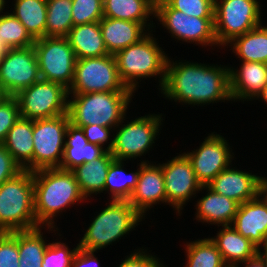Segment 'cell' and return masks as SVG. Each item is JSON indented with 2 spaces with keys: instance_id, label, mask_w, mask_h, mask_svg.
<instances>
[{
  "instance_id": "obj_1",
  "label": "cell",
  "mask_w": 267,
  "mask_h": 267,
  "mask_svg": "<svg viewBox=\"0 0 267 267\" xmlns=\"http://www.w3.org/2000/svg\"><path fill=\"white\" fill-rule=\"evenodd\" d=\"M179 61L168 57L165 81L160 89L165 98L193 106L232 101L228 66Z\"/></svg>"
},
{
  "instance_id": "obj_2",
  "label": "cell",
  "mask_w": 267,
  "mask_h": 267,
  "mask_svg": "<svg viewBox=\"0 0 267 267\" xmlns=\"http://www.w3.org/2000/svg\"><path fill=\"white\" fill-rule=\"evenodd\" d=\"M33 183L36 221L48 231H58L54 219L65 208L86 201L70 170L56 167L33 171Z\"/></svg>"
},
{
  "instance_id": "obj_3",
  "label": "cell",
  "mask_w": 267,
  "mask_h": 267,
  "mask_svg": "<svg viewBox=\"0 0 267 267\" xmlns=\"http://www.w3.org/2000/svg\"><path fill=\"white\" fill-rule=\"evenodd\" d=\"M134 92L71 94L68 99L70 123L77 127L99 125L113 130L125 118Z\"/></svg>"
},
{
  "instance_id": "obj_4",
  "label": "cell",
  "mask_w": 267,
  "mask_h": 267,
  "mask_svg": "<svg viewBox=\"0 0 267 267\" xmlns=\"http://www.w3.org/2000/svg\"><path fill=\"white\" fill-rule=\"evenodd\" d=\"M157 42L149 31L138 43L115 54L119 76L127 88L134 93L139 87L141 78L145 80L158 76L159 91L164 84L168 56Z\"/></svg>"
},
{
  "instance_id": "obj_5",
  "label": "cell",
  "mask_w": 267,
  "mask_h": 267,
  "mask_svg": "<svg viewBox=\"0 0 267 267\" xmlns=\"http://www.w3.org/2000/svg\"><path fill=\"white\" fill-rule=\"evenodd\" d=\"M40 227L34 213L33 171L23 169L0 185V231Z\"/></svg>"
},
{
  "instance_id": "obj_6",
  "label": "cell",
  "mask_w": 267,
  "mask_h": 267,
  "mask_svg": "<svg viewBox=\"0 0 267 267\" xmlns=\"http://www.w3.org/2000/svg\"><path fill=\"white\" fill-rule=\"evenodd\" d=\"M144 219L128 201L110 200L86 229L79 248L95 251L118 242Z\"/></svg>"
},
{
  "instance_id": "obj_7",
  "label": "cell",
  "mask_w": 267,
  "mask_h": 267,
  "mask_svg": "<svg viewBox=\"0 0 267 267\" xmlns=\"http://www.w3.org/2000/svg\"><path fill=\"white\" fill-rule=\"evenodd\" d=\"M133 92L121 80L115 55L77 59L68 94Z\"/></svg>"
},
{
  "instance_id": "obj_8",
  "label": "cell",
  "mask_w": 267,
  "mask_h": 267,
  "mask_svg": "<svg viewBox=\"0 0 267 267\" xmlns=\"http://www.w3.org/2000/svg\"><path fill=\"white\" fill-rule=\"evenodd\" d=\"M259 0H215L214 33L219 46H227L262 24Z\"/></svg>"
},
{
  "instance_id": "obj_9",
  "label": "cell",
  "mask_w": 267,
  "mask_h": 267,
  "mask_svg": "<svg viewBox=\"0 0 267 267\" xmlns=\"http://www.w3.org/2000/svg\"><path fill=\"white\" fill-rule=\"evenodd\" d=\"M162 113L148 114L128 121L125 119L113 130L116 134L113 137V145L110 150L111 155L116 160L128 161V159L140 158L149 152L154 146V141L161 130L163 122ZM162 121V122H161ZM118 128V130H116Z\"/></svg>"
},
{
  "instance_id": "obj_10",
  "label": "cell",
  "mask_w": 267,
  "mask_h": 267,
  "mask_svg": "<svg viewBox=\"0 0 267 267\" xmlns=\"http://www.w3.org/2000/svg\"><path fill=\"white\" fill-rule=\"evenodd\" d=\"M20 117L26 119L53 118L68 111V89L60 83L40 80L21 90L16 96Z\"/></svg>"
},
{
  "instance_id": "obj_11",
  "label": "cell",
  "mask_w": 267,
  "mask_h": 267,
  "mask_svg": "<svg viewBox=\"0 0 267 267\" xmlns=\"http://www.w3.org/2000/svg\"><path fill=\"white\" fill-rule=\"evenodd\" d=\"M42 80L57 82L67 89L74 78L76 56L66 37H42L35 40Z\"/></svg>"
},
{
  "instance_id": "obj_12",
  "label": "cell",
  "mask_w": 267,
  "mask_h": 267,
  "mask_svg": "<svg viewBox=\"0 0 267 267\" xmlns=\"http://www.w3.org/2000/svg\"><path fill=\"white\" fill-rule=\"evenodd\" d=\"M69 122L68 113L33 120V171L60 167Z\"/></svg>"
},
{
  "instance_id": "obj_13",
  "label": "cell",
  "mask_w": 267,
  "mask_h": 267,
  "mask_svg": "<svg viewBox=\"0 0 267 267\" xmlns=\"http://www.w3.org/2000/svg\"><path fill=\"white\" fill-rule=\"evenodd\" d=\"M158 22L167 29L171 37L202 46H218L214 33V18L188 16L173 9L168 3L155 10Z\"/></svg>"
},
{
  "instance_id": "obj_14",
  "label": "cell",
  "mask_w": 267,
  "mask_h": 267,
  "mask_svg": "<svg viewBox=\"0 0 267 267\" xmlns=\"http://www.w3.org/2000/svg\"><path fill=\"white\" fill-rule=\"evenodd\" d=\"M41 80L34 46L4 51L0 61V86L8 96Z\"/></svg>"
},
{
  "instance_id": "obj_15",
  "label": "cell",
  "mask_w": 267,
  "mask_h": 267,
  "mask_svg": "<svg viewBox=\"0 0 267 267\" xmlns=\"http://www.w3.org/2000/svg\"><path fill=\"white\" fill-rule=\"evenodd\" d=\"M228 141L213 132L208 134L197 149L184 152L202 186H207L220 172L232 165L234 152Z\"/></svg>"
},
{
  "instance_id": "obj_16",
  "label": "cell",
  "mask_w": 267,
  "mask_h": 267,
  "mask_svg": "<svg viewBox=\"0 0 267 267\" xmlns=\"http://www.w3.org/2000/svg\"><path fill=\"white\" fill-rule=\"evenodd\" d=\"M164 174L166 204L176 210L178 216L182 214L183 205L189 202L193 195L202 192V185L198 181L191 162L181 153L167 163L161 164Z\"/></svg>"
},
{
  "instance_id": "obj_17",
  "label": "cell",
  "mask_w": 267,
  "mask_h": 267,
  "mask_svg": "<svg viewBox=\"0 0 267 267\" xmlns=\"http://www.w3.org/2000/svg\"><path fill=\"white\" fill-rule=\"evenodd\" d=\"M128 202L145 219L146 212L157 203H166L164 174L161 164L142 160L140 174Z\"/></svg>"
},
{
  "instance_id": "obj_18",
  "label": "cell",
  "mask_w": 267,
  "mask_h": 267,
  "mask_svg": "<svg viewBox=\"0 0 267 267\" xmlns=\"http://www.w3.org/2000/svg\"><path fill=\"white\" fill-rule=\"evenodd\" d=\"M231 225L257 248L267 246V205L258 196L238 206Z\"/></svg>"
},
{
  "instance_id": "obj_19",
  "label": "cell",
  "mask_w": 267,
  "mask_h": 267,
  "mask_svg": "<svg viewBox=\"0 0 267 267\" xmlns=\"http://www.w3.org/2000/svg\"><path fill=\"white\" fill-rule=\"evenodd\" d=\"M260 176L233 168L220 172L207 186L215 193L224 195L239 205L257 197Z\"/></svg>"
},
{
  "instance_id": "obj_20",
  "label": "cell",
  "mask_w": 267,
  "mask_h": 267,
  "mask_svg": "<svg viewBox=\"0 0 267 267\" xmlns=\"http://www.w3.org/2000/svg\"><path fill=\"white\" fill-rule=\"evenodd\" d=\"M240 69L229 66L232 101L256 100L267 84V64L241 61Z\"/></svg>"
},
{
  "instance_id": "obj_21",
  "label": "cell",
  "mask_w": 267,
  "mask_h": 267,
  "mask_svg": "<svg viewBox=\"0 0 267 267\" xmlns=\"http://www.w3.org/2000/svg\"><path fill=\"white\" fill-rule=\"evenodd\" d=\"M99 25L107 52L112 55L138 43L149 33L142 23L133 21L103 17Z\"/></svg>"
},
{
  "instance_id": "obj_22",
  "label": "cell",
  "mask_w": 267,
  "mask_h": 267,
  "mask_svg": "<svg viewBox=\"0 0 267 267\" xmlns=\"http://www.w3.org/2000/svg\"><path fill=\"white\" fill-rule=\"evenodd\" d=\"M107 150L102 146L89 143L81 127L69 122L65 134V146L59 168L72 170L101 157Z\"/></svg>"
},
{
  "instance_id": "obj_23",
  "label": "cell",
  "mask_w": 267,
  "mask_h": 267,
  "mask_svg": "<svg viewBox=\"0 0 267 267\" xmlns=\"http://www.w3.org/2000/svg\"><path fill=\"white\" fill-rule=\"evenodd\" d=\"M202 189L206 190L207 194L197 200L195 219L211 225H231L239 204L224 195L215 193L208 186H202Z\"/></svg>"
},
{
  "instance_id": "obj_24",
  "label": "cell",
  "mask_w": 267,
  "mask_h": 267,
  "mask_svg": "<svg viewBox=\"0 0 267 267\" xmlns=\"http://www.w3.org/2000/svg\"><path fill=\"white\" fill-rule=\"evenodd\" d=\"M210 239L215 243L227 267H235L257 255L258 248L232 225L222 226L217 235Z\"/></svg>"
},
{
  "instance_id": "obj_25",
  "label": "cell",
  "mask_w": 267,
  "mask_h": 267,
  "mask_svg": "<svg viewBox=\"0 0 267 267\" xmlns=\"http://www.w3.org/2000/svg\"><path fill=\"white\" fill-rule=\"evenodd\" d=\"M2 144L22 169L33 171V120L20 117Z\"/></svg>"
},
{
  "instance_id": "obj_26",
  "label": "cell",
  "mask_w": 267,
  "mask_h": 267,
  "mask_svg": "<svg viewBox=\"0 0 267 267\" xmlns=\"http://www.w3.org/2000/svg\"><path fill=\"white\" fill-rule=\"evenodd\" d=\"M114 159L110 151H106L101 157L71 170L86 200L92 194L104 192L109 166Z\"/></svg>"
},
{
  "instance_id": "obj_27",
  "label": "cell",
  "mask_w": 267,
  "mask_h": 267,
  "mask_svg": "<svg viewBox=\"0 0 267 267\" xmlns=\"http://www.w3.org/2000/svg\"><path fill=\"white\" fill-rule=\"evenodd\" d=\"M76 59L108 55L99 22L73 26L66 37Z\"/></svg>"
},
{
  "instance_id": "obj_28",
  "label": "cell",
  "mask_w": 267,
  "mask_h": 267,
  "mask_svg": "<svg viewBox=\"0 0 267 267\" xmlns=\"http://www.w3.org/2000/svg\"><path fill=\"white\" fill-rule=\"evenodd\" d=\"M152 16L155 18V9L149 0H103V17L142 23L152 32L156 27L148 19Z\"/></svg>"
},
{
  "instance_id": "obj_29",
  "label": "cell",
  "mask_w": 267,
  "mask_h": 267,
  "mask_svg": "<svg viewBox=\"0 0 267 267\" xmlns=\"http://www.w3.org/2000/svg\"><path fill=\"white\" fill-rule=\"evenodd\" d=\"M227 45L240 61L267 64V26L260 24Z\"/></svg>"
},
{
  "instance_id": "obj_30",
  "label": "cell",
  "mask_w": 267,
  "mask_h": 267,
  "mask_svg": "<svg viewBox=\"0 0 267 267\" xmlns=\"http://www.w3.org/2000/svg\"><path fill=\"white\" fill-rule=\"evenodd\" d=\"M12 15L15 16L36 40L45 37L47 0H14Z\"/></svg>"
},
{
  "instance_id": "obj_31",
  "label": "cell",
  "mask_w": 267,
  "mask_h": 267,
  "mask_svg": "<svg viewBox=\"0 0 267 267\" xmlns=\"http://www.w3.org/2000/svg\"><path fill=\"white\" fill-rule=\"evenodd\" d=\"M136 172L132 171L127 173L124 168V160L114 159L108 170V174L105 181L104 191L111 195L110 200L117 201H128L134 188L137 185L139 174H140V164Z\"/></svg>"
},
{
  "instance_id": "obj_32",
  "label": "cell",
  "mask_w": 267,
  "mask_h": 267,
  "mask_svg": "<svg viewBox=\"0 0 267 267\" xmlns=\"http://www.w3.org/2000/svg\"><path fill=\"white\" fill-rule=\"evenodd\" d=\"M42 228L18 231L19 267H42L44 252L49 243Z\"/></svg>"
},
{
  "instance_id": "obj_33",
  "label": "cell",
  "mask_w": 267,
  "mask_h": 267,
  "mask_svg": "<svg viewBox=\"0 0 267 267\" xmlns=\"http://www.w3.org/2000/svg\"><path fill=\"white\" fill-rule=\"evenodd\" d=\"M34 43L35 39L11 12L0 11V49L3 52L9 49L27 48Z\"/></svg>"
},
{
  "instance_id": "obj_34",
  "label": "cell",
  "mask_w": 267,
  "mask_h": 267,
  "mask_svg": "<svg viewBox=\"0 0 267 267\" xmlns=\"http://www.w3.org/2000/svg\"><path fill=\"white\" fill-rule=\"evenodd\" d=\"M73 26L72 0H47L45 37H67Z\"/></svg>"
},
{
  "instance_id": "obj_35",
  "label": "cell",
  "mask_w": 267,
  "mask_h": 267,
  "mask_svg": "<svg viewBox=\"0 0 267 267\" xmlns=\"http://www.w3.org/2000/svg\"><path fill=\"white\" fill-rule=\"evenodd\" d=\"M184 248L185 267H227L210 237L187 242Z\"/></svg>"
},
{
  "instance_id": "obj_36",
  "label": "cell",
  "mask_w": 267,
  "mask_h": 267,
  "mask_svg": "<svg viewBox=\"0 0 267 267\" xmlns=\"http://www.w3.org/2000/svg\"><path fill=\"white\" fill-rule=\"evenodd\" d=\"M73 25L99 22L103 18V0H72Z\"/></svg>"
},
{
  "instance_id": "obj_37",
  "label": "cell",
  "mask_w": 267,
  "mask_h": 267,
  "mask_svg": "<svg viewBox=\"0 0 267 267\" xmlns=\"http://www.w3.org/2000/svg\"><path fill=\"white\" fill-rule=\"evenodd\" d=\"M78 249V244L70 250L63 242H49L44 252L42 267H72V261Z\"/></svg>"
},
{
  "instance_id": "obj_38",
  "label": "cell",
  "mask_w": 267,
  "mask_h": 267,
  "mask_svg": "<svg viewBox=\"0 0 267 267\" xmlns=\"http://www.w3.org/2000/svg\"><path fill=\"white\" fill-rule=\"evenodd\" d=\"M168 4L191 17L214 18L215 0H170Z\"/></svg>"
},
{
  "instance_id": "obj_39",
  "label": "cell",
  "mask_w": 267,
  "mask_h": 267,
  "mask_svg": "<svg viewBox=\"0 0 267 267\" xmlns=\"http://www.w3.org/2000/svg\"><path fill=\"white\" fill-rule=\"evenodd\" d=\"M0 267H19L18 231L0 234Z\"/></svg>"
},
{
  "instance_id": "obj_40",
  "label": "cell",
  "mask_w": 267,
  "mask_h": 267,
  "mask_svg": "<svg viewBox=\"0 0 267 267\" xmlns=\"http://www.w3.org/2000/svg\"><path fill=\"white\" fill-rule=\"evenodd\" d=\"M20 118V110L17 98L8 96L0 103V144H2L13 127Z\"/></svg>"
},
{
  "instance_id": "obj_41",
  "label": "cell",
  "mask_w": 267,
  "mask_h": 267,
  "mask_svg": "<svg viewBox=\"0 0 267 267\" xmlns=\"http://www.w3.org/2000/svg\"><path fill=\"white\" fill-rule=\"evenodd\" d=\"M118 267H165L156 255L149 254L147 249H135ZM147 251V252H146ZM164 264V265H163Z\"/></svg>"
},
{
  "instance_id": "obj_42",
  "label": "cell",
  "mask_w": 267,
  "mask_h": 267,
  "mask_svg": "<svg viewBox=\"0 0 267 267\" xmlns=\"http://www.w3.org/2000/svg\"><path fill=\"white\" fill-rule=\"evenodd\" d=\"M86 139L89 143H94L102 146L107 151H110L113 145V138H110L111 132L113 133L112 128L102 127L99 125H86L82 127ZM111 141V142H108ZM108 144V146L105 144ZM106 147V148H105Z\"/></svg>"
},
{
  "instance_id": "obj_43",
  "label": "cell",
  "mask_w": 267,
  "mask_h": 267,
  "mask_svg": "<svg viewBox=\"0 0 267 267\" xmlns=\"http://www.w3.org/2000/svg\"><path fill=\"white\" fill-rule=\"evenodd\" d=\"M23 169L13 159L3 144H0V185L15 177Z\"/></svg>"
},
{
  "instance_id": "obj_44",
  "label": "cell",
  "mask_w": 267,
  "mask_h": 267,
  "mask_svg": "<svg viewBox=\"0 0 267 267\" xmlns=\"http://www.w3.org/2000/svg\"><path fill=\"white\" fill-rule=\"evenodd\" d=\"M95 251H87L79 248L75 254L72 267H100Z\"/></svg>"
},
{
  "instance_id": "obj_45",
  "label": "cell",
  "mask_w": 267,
  "mask_h": 267,
  "mask_svg": "<svg viewBox=\"0 0 267 267\" xmlns=\"http://www.w3.org/2000/svg\"><path fill=\"white\" fill-rule=\"evenodd\" d=\"M257 196L267 205V177L260 176Z\"/></svg>"
},
{
  "instance_id": "obj_46",
  "label": "cell",
  "mask_w": 267,
  "mask_h": 267,
  "mask_svg": "<svg viewBox=\"0 0 267 267\" xmlns=\"http://www.w3.org/2000/svg\"><path fill=\"white\" fill-rule=\"evenodd\" d=\"M240 264H243V265L245 264L244 265L245 267H265L264 262L261 260V258L258 255H256L252 259H249V260H247L245 262L237 264L235 267L242 266Z\"/></svg>"
},
{
  "instance_id": "obj_47",
  "label": "cell",
  "mask_w": 267,
  "mask_h": 267,
  "mask_svg": "<svg viewBox=\"0 0 267 267\" xmlns=\"http://www.w3.org/2000/svg\"><path fill=\"white\" fill-rule=\"evenodd\" d=\"M262 248V249H261ZM257 249V255L264 262L265 267H267V246L261 247ZM262 251V252H261Z\"/></svg>"
},
{
  "instance_id": "obj_48",
  "label": "cell",
  "mask_w": 267,
  "mask_h": 267,
  "mask_svg": "<svg viewBox=\"0 0 267 267\" xmlns=\"http://www.w3.org/2000/svg\"><path fill=\"white\" fill-rule=\"evenodd\" d=\"M151 6L156 10L159 6L167 4L170 0H149Z\"/></svg>"
},
{
  "instance_id": "obj_49",
  "label": "cell",
  "mask_w": 267,
  "mask_h": 267,
  "mask_svg": "<svg viewBox=\"0 0 267 267\" xmlns=\"http://www.w3.org/2000/svg\"><path fill=\"white\" fill-rule=\"evenodd\" d=\"M256 99L257 100L260 99L259 101H261V102L263 100L267 104V84L264 86L261 93L258 95V97Z\"/></svg>"
},
{
  "instance_id": "obj_50",
  "label": "cell",
  "mask_w": 267,
  "mask_h": 267,
  "mask_svg": "<svg viewBox=\"0 0 267 267\" xmlns=\"http://www.w3.org/2000/svg\"><path fill=\"white\" fill-rule=\"evenodd\" d=\"M7 97L8 95L6 94L5 90L0 86V103Z\"/></svg>"
},
{
  "instance_id": "obj_51",
  "label": "cell",
  "mask_w": 267,
  "mask_h": 267,
  "mask_svg": "<svg viewBox=\"0 0 267 267\" xmlns=\"http://www.w3.org/2000/svg\"><path fill=\"white\" fill-rule=\"evenodd\" d=\"M6 0H0V11L3 12L4 8H6Z\"/></svg>"
},
{
  "instance_id": "obj_52",
  "label": "cell",
  "mask_w": 267,
  "mask_h": 267,
  "mask_svg": "<svg viewBox=\"0 0 267 267\" xmlns=\"http://www.w3.org/2000/svg\"><path fill=\"white\" fill-rule=\"evenodd\" d=\"M2 54H3V51L0 49V61H1Z\"/></svg>"
}]
</instances>
